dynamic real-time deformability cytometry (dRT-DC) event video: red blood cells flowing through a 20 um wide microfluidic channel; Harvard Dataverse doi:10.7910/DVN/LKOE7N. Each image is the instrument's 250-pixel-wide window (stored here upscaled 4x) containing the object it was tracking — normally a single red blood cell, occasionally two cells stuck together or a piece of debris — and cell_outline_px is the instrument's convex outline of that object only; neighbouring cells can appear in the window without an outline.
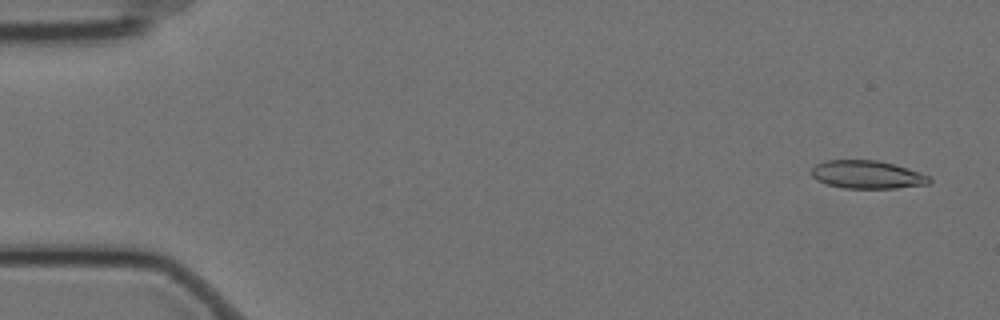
{"species": "Egyptian fruit bat (a non-hibernating species)", "species_latin": "Rousettus aegyptiacus", "temperature_condition": "cold", "stored_images_in_passage": 5, "camera_frame_rate_fps": 3000, "um_per_image_px": 0.085, "animal": {"sex": "female"}, "frame": {"image": 1, "passage_image": 1, "time_ms": 0.0, "image_size_px": [1000, 320], "cell_outline_px": [[932, 180], [928, 184], [896, 188], [844, 188], [828, 184], [816, 180], [812, 176], [812, 168], [816, 164], [824, 160], [876, 160], [892, 164], [928, 176]], "centroid_in_image_um": [73.65, 14.84], "position_along_channel_um": 11.3, "area_um2": 18.96}}
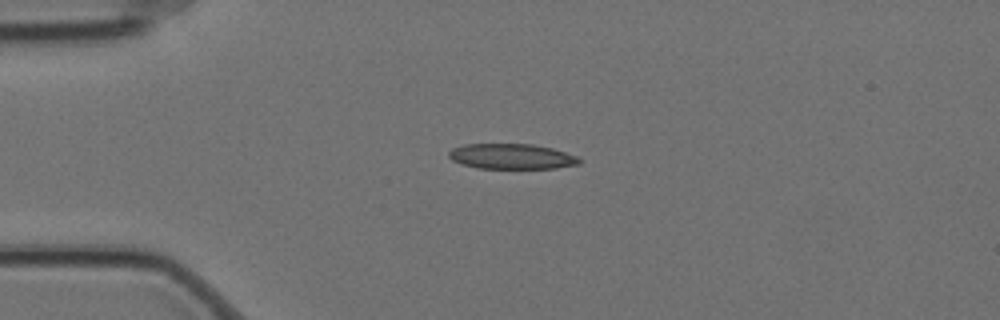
{"frame": {"image": 2, "passage_image": 4, "time_ms": 1.0, "image_size_px": [1000, 320], "cell_outline_px": [[584, 160], [580, 164], [556, 168], [476, 168], [452, 160], [448, 156], [448, 152], [452, 148], [464, 144], [532, 144], [552, 148], [576, 156]], "centroid_in_image_um": [43.5, 13.29], "position_along_channel_um": 41.5, "area_um2": 19.25}}